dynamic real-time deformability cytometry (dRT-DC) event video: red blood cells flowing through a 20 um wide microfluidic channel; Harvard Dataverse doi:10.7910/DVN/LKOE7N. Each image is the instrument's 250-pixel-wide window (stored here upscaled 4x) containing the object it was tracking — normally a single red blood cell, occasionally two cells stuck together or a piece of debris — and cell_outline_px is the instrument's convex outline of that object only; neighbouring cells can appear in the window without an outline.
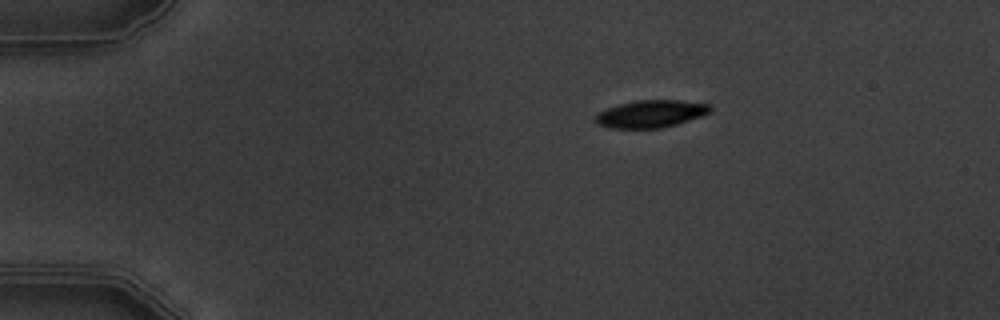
{"species": "common noctule bat (a hibernating species)", "species_latin": "Nyctalus noctula", "temperature_condition": "warm", "stored_images_in_passage": 3, "camera_frame_rate_fps": 3000, "um_per_image_px": 0.085, "animal": {"sex": "male", "body_mass_g": 19.5, "forearm_length_mm": 54.6}, "frame": {"image": 1, "passage_image": 1, "time_ms": 0.0, "image_size_px": [1000, 320], "cell_outline_px": [[712, 108], [704, 116], [676, 124], [660, 128], [608, 128], [596, 124], [596, 116], [600, 112], [608, 108], [620, 104], [636, 100], [680, 100], [708, 104]], "centroid_in_image_um": [55.33, 9.68], "position_along_channel_um": 29.7, "area_um2": 18.21}}